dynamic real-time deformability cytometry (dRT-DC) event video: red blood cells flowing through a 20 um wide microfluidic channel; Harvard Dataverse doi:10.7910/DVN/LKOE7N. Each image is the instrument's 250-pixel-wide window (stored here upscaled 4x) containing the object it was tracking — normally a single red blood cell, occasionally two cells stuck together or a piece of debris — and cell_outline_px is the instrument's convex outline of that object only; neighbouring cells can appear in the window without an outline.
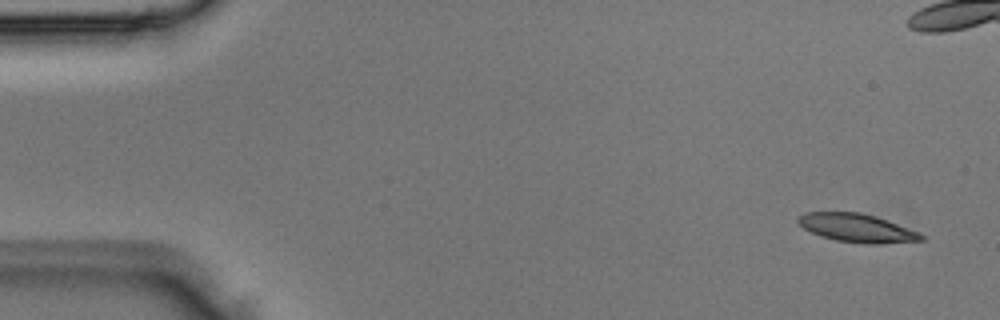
{"species": "Egyptian fruit bat (a non-hibernating species)", "species_latin": "Rousettus aegyptiacus", "temperature_condition": "room temperature", "stored_images_in_passage": 4, "camera_frame_rate_fps": 3000, "um_per_image_px": 0.085, "animal": {"sex": "male"}, "frame": {"image": 1, "passage_image": 1, "time_ms": 0.0, "image_size_px": [1000, 320], "cell_outline_px": [[928, 236], [924, 240], [876, 244], [864, 244], [836, 240], [820, 236], [804, 228], [796, 220], [804, 212], [860, 212], [876, 216], [920, 232]], "centroid_in_image_um": [72.89, 19.38], "position_along_channel_um": 12.1, "area_um2": 20.46}}